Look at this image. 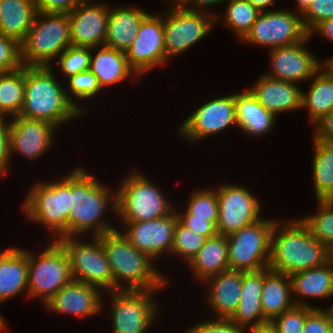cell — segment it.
Instances as JSON below:
<instances>
[{"label": "cell", "instance_id": "ab89813d", "mask_svg": "<svg viewBox=\"0 0 333 333\" xmlns=\"http://www.w3.org/2000/svg\"><path fill=\"white\" fill-rule=\"evenodd\" d=\"M92 49L69 46L59 55L60 70L66 78L90 69V52Z\"/></svg>", "mask_w": 333, "mask_h": 333}, {"label": "cell", "instance_id": "816d5d0a", "mask_svg": "<svg viewBox=\"0 0 333 333\" xmlns=\"http://www.w3.org/2000/svg\"><path fill=\"white\" fill-rule=\"evenodd\" d=\"M313 33H319L320 36L327 38V40L333 42V18L319 23L310 33L311 37Z\"/></svg>", "mask_w": 333, "mask_h": 333}, {"label": "cell", "instance_id": "8fae6325", "mask_svg": "<svg viewBox=\"0 0 333 333\" xmlns=\"http://www.w3.org/2000/svg\"><path fill=\"white\" fill-rule=\"evenodd\" d=\"M168 8L164 15V45L169 60L210 33L215 22H218V17L210 13L211 11H193L184 7Z\"/></svg>", "mask_w": 333, "mask_h": 333}, {"label": "cell", "instance_id": "b9f144b4", "mask_svg": "<svg viewBox=\"0 0 333 333\" xmlns=\"http://www.w3.org/2000/svg\"><path fill=\"white\" fill-rule=\"evenodd\" d=\"M68 82L70 92L77 99L94 97L102 90L97 77L90 70L69 76Z\"/></svg>", "mask_w": 333, "mask_h": 333}, {"label": "cell", "instance_id": "681fc988", "mask_svg": "<svg viewBox=\"0 0 333 333\" xmlns=\"http://www.w3.org/2000/svg\"><path fill=\"white\" fill-rule=\"evenodd\" d=\"M0 115V176L7 174L10 160V123Z\"/></svg>", "mask_w": 333, "mask_h": 333}, {"label": "cell", "instance_id": "8d00e7d4", "mask_svg": "<svg viewBox=\"0 0 333 333\" xmlns=\"http://www.w3.org/2000/svg\"><path fill=\"white\" fill-rule=\"evenodd\" d=\"M224 22L239 39H243L257 20L260 11L246 0H228Z\"/></svg>", "mask_w": 333, "mask_h": 333}, {"label": "cell", "instance_id": "d4e9b609", "mask_svg": "<svg viewBox=\"0 0 333 333\" xmlns=\"http://www.w3.org/2000/svg\"><path fill=\"white\" fill-rule=\"evenodd\" d=\"M148 14L135 7H110L104 45L125 52L133 43L143 19Z\"/></svg>", "mask_w": 333, "mask_h": 333}, {"label": "cell", "instance_id": "2e32d148", "mask_svg": "<svg viewBox=\"0 0 333 333\" xmlns=\"http://www.w3.org/2000/svg\"><path fill=\"white\" fill-rule=\"evenodd\" d=\"M235 93L209 100L180 125V133L190 141L202 140L231 124H236Z\"/></svg>", "mask_w": 333, "mask_h": 333}, {"label": "cell", "instance_id": "d590c367", "mask_svg": "<svg viewBox=\"0 0 333 333\" xmlns=\"http://www.w3.org/2000/svg\"><path fill=\"white\" fill-rule=\"evenodd\" d=\"M319 211L314 215L300 218L312 236L333 251V199L317 200Z\"/></svg>", "mask_w": 333, "mask_h": 333}, {"label": "cell", "instance_id": "5b68a950", "mask_svg": "<svg viewBox=\"0 0 333 333\" xmlns=\"http://www.w3.org/2000/svg\"><path fill=\"white\" fill-rule=\"evenodd\" d=\"M72 172L57 181L35 184L26 196L24 214L56 234L54 240L67 237V219L72 209Z\"/></svg>", "mask_w": 333, "mask_h": 333}, {"label": "cell", "instance_id": "f5cc1de1", "mask_svg": "<svg viewBox=\"0 0 333 333\" xmlns=\"http://www.w3.org/2000/svg\"><path fill=\"white\" fill-rule=\"evenodd\" d=\"M223 1L226 0H190L184 8L193 11H202L204 9L203 11L205 12L208 9L207 6H214L223 3Z\"/></svg>", "mask_w": 333, "mask_h": 333}, {"label": "cell", "instance_id": "74e56055", "mask_svg": "<svg viewBox=\"0 0 333 333\" xmlns=\"http://www.w3.org/2000/svg\"><path fill=\"white\" fill-rule=\"evenodd\" d=\"M207 239L208 238L205 236L193 232L177 221L170 254L183 256L185 261L189 264L205 245Z\"/></svg>", "mask_w": 333, "mask_h": 333}, {"label": "cell", "instance_id": "f35d334b", "mask_svg": "<svg viewBox=\"0 0 333 333\" xmlns=\"http://www.w3.org/2000/svg\"><path fill=\"white\" fill-rule=\"evenodd\" d=\"M188 200L186 210L192 218L211 221L215 226L218 221V197L216 189H202L194 191Z\"/></svg>", "mask_w": 333, "mask_h": 333}, {"label": "cell", "instance_id": "9c48e42d", "mask_svg": "<svg viewBox=\"0 0 333 333\" xmlns=\"http://www.w3.org/2000/svg\"><path fill=\"white\" fill-rule=\"evenodd\" d=\"M276 220L260 219L227 236L229 269L257 271L269 267L271 234Z\"/></svg>", "mask_w": 333, "mask_h": 333}, {"label": "cell", "instance_id": "44dd1931", "mask_svg": "<svg viewBox=\"0 0 333 333\" xmlns=\"http://www.w3.org/2000/svg\"><path fill=\"white\" fill-rule=\"evenodd\" d=\"M98 287L72 280L45 303L48 310L73 316H94L102 310V294Z\"/></svg>", "mask_w": 333, "mask_h": 333}, {"label": "cell", "instance_id": "ee69618b", "mask_svg": "<svg viewBox=\"0 0 333 333\" xmlns=\"http://www.w3.org/2000/svg\"><path fill=\"white\" fill-rule=\"evenodd\" d=\"M301 16L309 34L319 23L333 18V0H313Z\"/></svg>", "mask_w": 333, "mask_h": 333}, {"label": "cell", "instance_id": "d6986e66", "mask_svg": "<svg viewBox=\"0 0 333 333\" xmlns=\"http://www.w3.org/2000/svg\"><path fill=\"white\" fill-rule=\"evenodd\" d=\"M308 39L309 35L296 44L270 49L272 68L265 75L295 84L312 78L322 67V62L304 47Z\"/></svg>", "mask_w": 333, "mask_h": 333}, {"label": "cell", "instance_id": "ffe728a7", "mask_svg": "<svg viewBox=\"0 0 333 333\" xmlns=\"http://www.w3.org/2000/svg\"><path fill=\"white\" fill-rule=\"evenodd\" d=\"M9 123L10 156L12 152H18L29 160L36 159L51 147L54 131L57 130L47 121L22 116L12 117Z\"/></svg>", "mask_w": 333, "mask_h": 333}, {"label": "cell", "instance_id": "7c38bea8", "mask_svg": "<svg viewBox=\"0 0 333 333\" xmlns=\"http://www.w3.org/2000/svg\"><path fill=\"white\" fill-rule=\"evenodd\" d=\"M308 35L301 14L268 10L259 13L250 31L240 41L272 49L296 44Z\"/></svg>", "mask_w": 333, "mask_h": 333}, {"label": "cell", "instance_id": "11a10c76", "mask_svg": "<svg viewBox=\"0 0 333 333\" xmlns=\"http://www.w3.org/2000/svg\"><path fill=\"white\" fill-rule=\"evenodd\" d=\"M246 333H277L275 328L269 323L250 328Z\"/></svg>", "mask_w": 333, "mask_h": 333}, {"label": "cell", "instance_id": "d6a6232c", "mask_svg": "<svg viewBox=\"0 0 333 333\" xmlns=\"http://www.w3.org/2000/svg\"><path fill=\"white\" fill-rule=\"evenodd\" d=\"M311 79L309 92L302 91L301 108L309 111V118L315 123L333 110V77L321 67Z\"/></svg>", "mask_w": 333, "mask_h": 333}, {"label": "cell", "instance_id": "f6af8a7d", "mask_svg": "<svg viewBox=\"0 0 333 333\" xmlns=\"http://www.w3.org/2000/svg\"><path fill=\"white\" fill-rule=\"evenodd\" d=\"M229 318H214L190 327L186 333H246Z\"/></svg>", "mask_w": 333, "mask_h": 333}, {"label": "cell", "instance_id": "5bb4252c", "mask_svg": "<svg viewBox=\"0 0 333 333\" xmlns=\"http://www.w3.org/2000/svg\"><path fill=\"white\" fill-rule=\"evenodd\" d=\"M216 193L219 235L228 236L261 219V204L248 188L226 184L218 187Z\"/></svg>", "mask_w": 333, "mask_h": 333}, {"label": "cell", "instance_id": "ba28073f", "mask_svg": "<svg viewBox=\"0 0 333 333\" xmlns=\"http://www.w3.org/2000/svg\"><path fill=\"white\" fill-rule=\"evenodd\" d=\"M52 241L37 256L28 251V298L39 297L43 304L73 280L67 251Z\"/></svg>", "mask_w": 333, "mask_h": 333}, {"label": "cell", "instance_id": "6125c7cd", "mask_svg": "<svg viewBox=\"0 0 333 333\" xmlns=\"http://www.w3.org/2000/svg\"><path fill=\"white\" fill-rule=\"evenodd\" d=\"M5 323H6V321H4V318L0 315V331L1 330L5 331V329H6Z\"/></svg>", "mask_w": 333, "mask_h": 333}, {"label": "cell", "instance_id": "6da1fadb", "mask_svg": "<svg viewBox=\"0 0 333 333\" xmlns=\"http://www.w3.org/2000/svg\"><path fill=\"white\" fill-rule=\"evenodd\" d=\"M278 225L276 221L271 234L270 270L290 276L322 266L333 258V251L314 238L301 219Z\"/></svg>", "mask_w": 333, "mask_h": 333}, {"label": "cell", "instance_id": "f1b7e54d", "mask_svg": "<svg viewBox=\"0 0 333 333\" xmlns=\"http://www.w3.org/2000/svg\"><path fill=\"white\" fill-rule=\"evenodd\" d=\"M89 70L97 77L102 89L123 82L132 74L137 75L129 66L125 52L105 45L94 57L91 54Z\"/></svg>", "mask_w": 333, "mask_h": 333}, {"label": "cell", "instance_id": "484cf974", "mask_svg": "<svg viewBox=\"0 0 333 333\" xmlns=\"http://www.w3.org/2000/svg\"><path fill=\"white\" fill-rule=\"evenodd\" d=\"M289 277L292 294L296 295L295 304L314 307L303 298L325 299L333 295V258L322 266L296 272Z\"/></svg>", "mask_w": 333, "mask_h": 333}, {"label": "cell", "instance_id": "3957f363", "mask_svg": "<svg viewBox=\"0 0 333 333\" xmlns=\"http://www.w3.org/2000/svg\"><path fill=\"white\" fill-rule=\"evenodd\" d=\"M110 188L102 185L89 172L82 168L72 171V209L67 219V237L85 235L94 231L97 237L116 230L104 220L105 210L110 206L116 213V192L110 196ZM112 197V198H111ZM110 201V202H109ZM107 208V209H106ZM104 214V215H103Z\"/></svg>", "mask_w": 333, "mask_h": 333}, {"label": "cell", "instance_id": "7dc6e473", "mask_svg": "<svg viewBox=\"0 0 333 333\" xmlns=\"http://www.w3.org/2000/svg\"><path fill=\"white\" fill-rule=\"evenodd\" d=\"M302 333H333L326 311L314 308L307 316Z\"/></svg>", "mask_w": 333, "mask_h": 333}, {"label": "cell", "instance_id": "bcb514c9", "mask_svg": "<svg viewBox=\"0 0 333 333\" xmlns=\"http://www.w3.org/2000/svg\"><path fill=\"white\" fill-rule=\"evenodd\" d=\"M185 211L186 212L182 213L176 212L178 221L183 226L192 230L193 232H196L199 235L205 236L206 238H212L218 234L216 226L211 221L200 218H192V214L187 210Z\"/></svg>", "mask_w": 333, "mask_h": 333}, {"label": "cell", "instance_id": "7402d4cb", "mask_svg": "<svg viewBox=\"0 0 333 333\" xmlns=\"http://www.w3.org/2000/svg\"><path fill=\"white\" fill-rule=\"evenodd\" d=\"M249 91L256 100L277 117V113L301 109L302 89L295 83L262 75Z\"/></svg>", "mask_w": 333, "mask_h": 333}, {"label": "cell", "instance_id": "83f0119b", "mask_svg": "<svg viewBox=\"0 0 333 333\" xmlns=\"http://www.w3.org/2000/svg\"><path fill=\"white\" fill-rule=\"evenodd\" d=\"M235 110L237 126L249 136H263L276 122V116L260 104L249 90L235 94Z\"/></svg>", "mask_w": 333, "mask_h": 333}, {"label": "cell", "instance_id": "4fadbf2b", "mask_svg": "<svg viewBox=\"0 0 333 333\" xmlns=\"http://www.w3.org/2000/svg\"><path fill=\"white\" fill-rule=\"evenodd\" d=\"M156 291L115 290L110 292L113 333H145L157 317L159 302L152 300V294Z\"/></svg>", "mask_w": 333, "mask_h": 333}, {"label": "cell", "instance_id": "30bf717a", "mask_svg": "<svg viewBox=\"0 0 333 333\" xmlns=\"http://www.w3.org/2000/svg\"><path fill=\"white\" fill-rule=\"evenodd\" d=\"M92 237V243H85L76 237H64L58 241L69 256L73 280L112 292L114 277L110 264L101 241L98 237Z\"/></svg>", "mask_w": 333, "mask_h": 333}, {"label": "cell", "instance_id": "91938a15", "mask_svg": "<svg viewBox=\"0 0 333 333\" xmlns=\"http://www.w3.org/2000/svg\"><path fill=\"white\" fill-rule=\"evenodd\" d=\"M15 247L7 248L5 251L0 250V267L4 258L14 249Z\"/></svg>", "mask_w": 333, "mask_h": 333}, {"label": "cell", "instance_id": "f907efd6", "mask_svg": "<svg viewBox=\"0 0 333 333\" xmlns=\"http://www.w3.org/2000/svg\"><path fill=\"white\" fill-rule=\"evenodd\" d=\"M316 124L314 139L333 143V110L322 116Z\"/></svg>", "mask_w": 333, "mask_h": 333}, {"label": "cell", "instance_id": "4dcf8cb0", "mask_svg": "<svg viewBox=\"0 0 333 333\" xmlns=\"http://www.w3.org/2000/svg\"><path fill=\"white\" fill-rule=\"evenodd\" d=\"M28 250L14 248L0 267V303L24 290L28 294Z\"/></svg>", "mask_w": 333, "mask_h": 333}, {"label": "cell", "instance_id": "1f68e13d", "mask_svg": "<svg viewBox=\"0 0 333 333\" xmlns=\"http://www.w3.org/2000/svg\"><path fill=\"white\" fill-rule=\"evenodd\" d=\"M227 236L208 238L205 245L190 261L189 266L195 278L204 281L229 269Z\"/></svg>", "mask_w": 333, "mask_h": 333}, {"label": "cell", "instance_id": "cb8c5ba5", "mask_svg": "<svg viewBox=\"0 0 333 333\" xmlns=\"http://www.w3.org/2000/svg\"><path fill=\"white\" fill-rule=\"evenodd\" d=\"M263 285V269L257 271H243L240 303L229 318L237 326L246 330L269 323L263 314L261 294Z\"/></svg>", "mask_w": 333, "mask_h": 333}, {"label": "cell", "instance_id": "e0dca14e", "mask_svg": "<svg viewBox=\"0 0 333 333\" xmlns=\"http://www.w3.org/2000/svg\"><path fill=\"white\" fill-rule=\"evenodd\" d=\"M176 211L177 208L165 217L150 221L122 222L127 228L123 234L138 251L149 255L153 260L164 252L169 254L178 221Z\"/></svg>", "mask_w": 333, "mask_h": 333}, {"label": "cell", "instance_id": "ac0fdd59", "mask_svg": "<svg viewBox=\"0 0 333 333\" xmlns=\"http://www.w3.org/2000/svg\"><path fill=\"white\" fill-rule=\"evenodd\" d=\"M109 12L110 7L105 3H96L95 5V3L90 4L89 0H83L68 14L71 46L92 50L103 46L107 33Z\"/></svg>", "mask_w": 333, "mask_h": 333}, {"label": "cell", "instance_id": "7a4b0ae2", "mask_svg": "<svg viewBox=\"0 0 333 333\" xmlns=\"http://www.w3.org/2000/svg\"><path fill=\"white\" fill-rule=\"evenodd\" d=\"M53 72L52 66H25L24 105L18 116L44 120L58 128L85 112L61 88Z\"/></svg>", "mask_w": 333, "mask_h": 333}, {"label": "cell", "instance_id": "7bdbcfd3", "mask_svg": "<svg viewBox=\"0 0 333 333\" xmlns=\"http://www.w3.org/2000/svg\"><path fill=\"white\" fill-rule=\"evenodd\" d=\"M22 66L20 43L0 33V73L11 72Z\"/></svg>", "mask_w": 333, "mask_h": 333}, {"label": "cell", "instance_id": "f546056e", "mask_svg": "<svg viewBox=\"0 0 333 333\" xmlns=\"http://www.w3.org/2000/svg\"><path fill=\"white\" fill-rule=\"evenodd\" d=\"M36 12L33 0H0V33L21 43Z\"/></svg>", "mask_w": 333, "mask_h": 333}, {"label": "cell", "instance_id": "836d02e7", "mask_svg": "<svg viewBox=\"0 0 333 333\" xmlns=\"http://www.w3.org/2000/svg\"><path fill=\"white\" fill-rule=\"evenodd\" d=\"M313 183L317 200L333 199V143L313 141Z\"/></svg>", "mask_w": 333, "mask_h": 333}, {"label": "cell", "instance_id": "e575fe53", "mask_svg": "<svg viewBox=\"0 0 333 333\" xmlns=\"http://www.w3.org/2000/svg\"><path fill=\"white\" fill-rule=\"evenodd\" d=\"M25 66L0 73V115L18 116L24 105Z\"/></svg>", "mask_w": 333, "mask_h": 333}, {"label": "cell", "instance_id": "680465c9", "mask_svg": "<svg viewBox=\"0 0 333 333\" xmlns=\"http://www.w3.org/2000/svg\"><path fill=\"white\" fill-rule=\"evenodd\" d=\"M173 3L170 7H184L190 0H171Z\"/></svg>", "mask_w": 333, "mask_h": 333}, {"label": "cell", "instance_id": "4316f807", "mask_svg": "<svg viewBox=\"0 0 333 333\" xmlns=\"http://www.w3.org/2000/svg\"><path fill=\"white\" fill-rule=\"evenodd\" d=\"M291 295L292 286L288 275L269 268L263 269L261 304L264 318L268 322L296 305Z\"/></svg>", "mask_w": 333, "mask_h": 333}, {"label": "cell", "instance_id": "db71d44e", "mask_svg": "<svg viewBox=\"0 0 333 333\" xmlns=\"http://www.w3.org/2000/svg\"><path fill=\"white\" fill-rule=\"evenodd\" d=\"M246 1L250 2L255 8H257L260 12H262V11H268L267 7L273 5L275 0H246Z\"/></svg>", "mask_w": 333, "mask_h": 333}, {"label": "cell", "instance_id": "603a6c76", "mask_svg": "<svg viewBox=\"0 0 333 333\" xmlns=\"http://www.w3.org/2000/svg\"><path fill=\"white\" fill-rule=\"evenodd\" d=\"M243 271L227 269L204 280L208 284L207 299L217 318H230L240 303Z\"/></svg>", "mask_w": 333, "mask_h": 333}, {"label": "cell", "instance_id": "60d3db41", "mask_svg": "<svg viewBox=\"0 0 333 333\" xmlns=\"http://www.w3.org/2000/svg\"><path fill=\"white\" fill-rule=\"evenodd\" d=\"M314 308L320 307L295 305L274 318L270 324L277 333H302L306 316Z\"/></svg>", "mask_w": 333, "mask_h": 333}, {"label": "cell", "instance_id": "6f0895ef", "mask_svg": "<svg viewBox=\"0 0 333 333\" xmlns=\"http://www.w3.org/2000/svg\"><path fill=\"white\" fill-rule=\"evenodd\" d=\"M322 68L325 69L333 77V57L322 63Z\"/></svg>", "mask_w": 333, "mask_h": 333}, {"label": "cell", "instance_id": "94428289", "mask_svg": "<svg viewBox=\"0 0 333 333\" xmlns=\"http://www.w3.org/2000/svg\"><path fill=\"white\" fill-rule=\"evenodd\" d=\"M324 310L326 311L328 317H329V320H330V324H331V329L333 331V307H330V309H325Z\"/></svg>", "mask_w": 333, "mask_h": 333}, {"label": "cell", "instance_id": "277c9868", "mask_svg": "<svg viewBox=\"0 0 333 333\" xmlns=\"http://www.w3.org/2000/svg\"><path fill=\"white\" fill-rule=\"evenodd\" d=\"M97 237L110 264L114 291L160 290L166 286L168 280L153 267V259L138 251L120 231L116 229ZM124 283L128 284L121 287Z\"/></svg>", "mask_w": 333, "mask_h": 333}, {"label": "cell", "instance_id": "c3c4849f", "mask_svg": "<svg viewBox=\"0 0 333 333\" xmlns=\"http://www.w3.org/2000/svg\"><path fill=\"white\" fill-rule=\"evenodd\" d=\"M37 12L70 14L83 0H33Z\"/></svg>", "mask_w": 333, "mask_h": 333}, {"label": "cell", "instance_id": "52a82bcc", "mask_svg": "<svg viewBox=\"0 0 333 333\" xmlns=\"http://www.w3.org/2000/svg\"><path fill=\"white\" fill-rule=\"evenodd\" d=\"M135 170L123 179L116 192V214L122 222H144L171 214L163 192Z\"/></svg>", "mask_w": 333, "mask_h": 333}, {"label": "cell", "instance_id": "9a60e30c", "mask_svg": "<svg viewBox=\"0 0 333 333\" xmlns=\"http://www.w3.org/2000/svg\"><path fill=\"white\" fill-rule=\"evenodd\" d=\"M125 54L137 76L168 62L164 45V16L149 13Z\"/></svg>", "mask_w": 333, "mask_h": 333}, {"label": "cell", "instance_id": "9f6ffc18", "mask_svg": "<svg viewBox=\"0 0 333 333\" xmlns=\"http://www.w3.org/2000/svg\"><path fill=\"white\" fill-rule=\"evenodd\" d=\"M312 1L313 0H296V2L298 4L297 12L299 13V15L302 14L309 7V5Z\"/></svg>", "mask_w": 333, "mask_h": 333}, {"label": "cell", "instance_id": "8992f818", "mask_svg": "<svg viewBox=\"0 0 333 333\" xmlns=\"http://www.w3.org/2000/svg\"><path fill=\"white\" fill-rule=\"evenodd\" d=\"M71 46L68 14L36 12L26 38L20 43L23 66L50 67Z\"/></svg>", "mask_w": 333, "mask_h": 333}]
</instances>
